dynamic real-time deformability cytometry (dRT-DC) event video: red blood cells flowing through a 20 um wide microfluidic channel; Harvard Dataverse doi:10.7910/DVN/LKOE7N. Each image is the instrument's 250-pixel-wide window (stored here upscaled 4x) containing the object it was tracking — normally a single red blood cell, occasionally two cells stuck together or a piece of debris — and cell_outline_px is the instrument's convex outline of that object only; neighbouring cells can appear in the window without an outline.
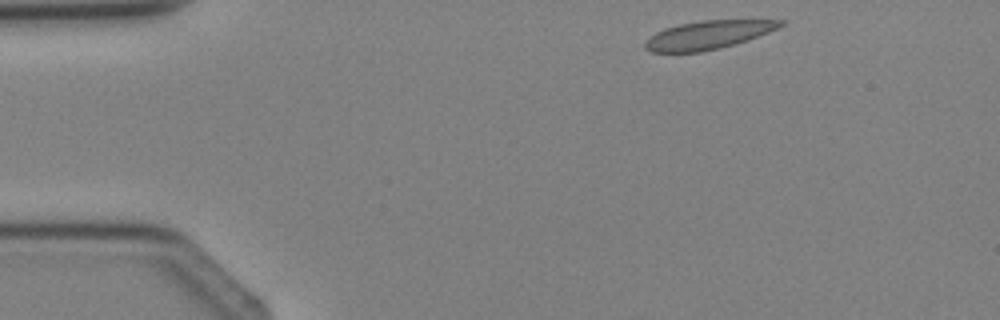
{"species": "Egyptian fruit bat (a non-hibernating species)", "species_latin": "Rousettus aegyptiacus", "temperature_condition": "cold", "stored_images_in_passage": 3, "camera_frame_rate_fps": 3000, "um_per_image_px": 0.085, "animal": {"sex": "female"}, "frame": {"image": 1, "passage_image": 1, "time_ms": 0.0, "image_size_px": [1000, 320], "cell_outline_px": [[784, 24], [768, 32], [748, 40], [720, 48], [700, 52], [652, 52], [644, 48], [644, 44], [656, 32], [664, 28], [680, 24], [700, 20], [784, 20]], "centroid_in_image_um": [60.17, 2.97], "position_along_channel_um": 24.8, "area_um2": 22.14}}
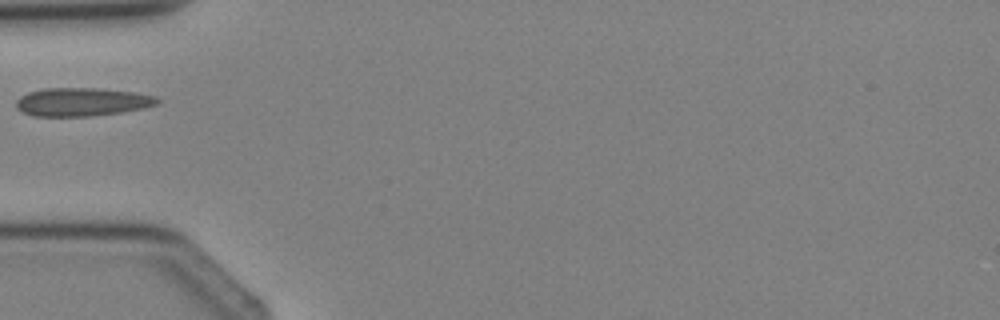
{"frame": {"image": 2, "passage_image": 3, "time_ms": 2.333, "image_size_px": [1000, 320], "cell_outline_px": [[160, 100], [156, 104], [144, 108], [120, 112], [92, 116], [32, 116], [16, 108], [16, 100], [20, 96], [28, 92], [44, 88], [96, 88], [136, 92], [156, 96]], "centroid_in_image_um": [6.95, 8.66], "position_along_channel_um": 78.0, "area_um2": 23.35}}